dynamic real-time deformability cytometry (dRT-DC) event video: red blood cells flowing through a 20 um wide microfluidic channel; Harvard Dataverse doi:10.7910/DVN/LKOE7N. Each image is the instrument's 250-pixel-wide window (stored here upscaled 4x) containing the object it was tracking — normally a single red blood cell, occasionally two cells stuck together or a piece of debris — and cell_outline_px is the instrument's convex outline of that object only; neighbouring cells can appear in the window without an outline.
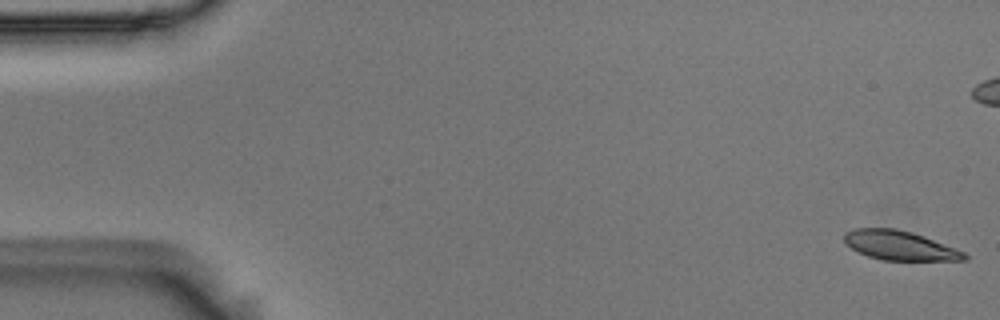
{"species": "Egyptian fruit bat (a non-hibernating species)", "species_latin": "Rousettus aegyptiacus", "temperature_condition": "room temperature", "stored_images_in_passage": 56, "camera_frame_rate_fps": 3000, "um_per_image_px": 0.085, "animal": {"sex": "male"}, "frame": {"image": 1, "passage_image": 1, "time_ms": 0.0, "image_size_px": [1000, 320], "cell_outline_px": [[968, 260], [880, 260], [868, 256], [844, 244], [844, 232], [852, 228], [896, 228], [912, 232], [924, 236], [964, 252], [968, 256]], "centroid_in_image_um": [76.43, 20.85], "position_along_channel_um": 8.6, "area_um2": 20.52}}
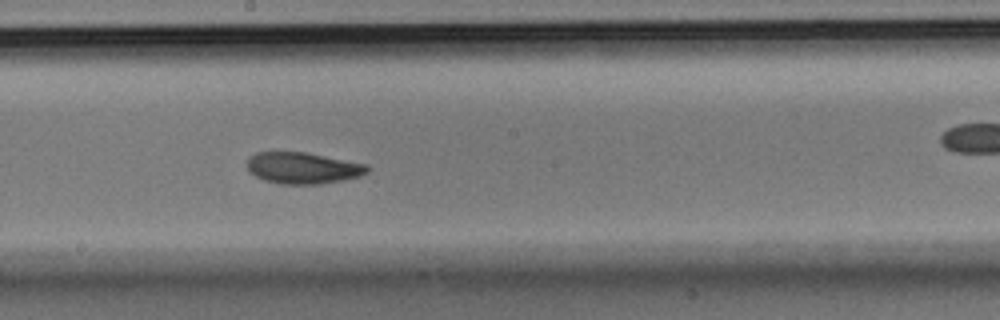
{"frame": {"image": 2, "passage_image": 30, "time_ms": 9.667, "image_size_px": [1000, 320], "cell_outline_px": [[368, 172], [360, 176], [344, 180], [320, 184], [280, 184], [264, 180], [248, 172], [248, 156], [256, 152], [304, 152], [368, 164]], "centroid_in_image_um": [25.73, 14.28], "position_along_channel_um": 222.5, "area_um2": 22.08}}
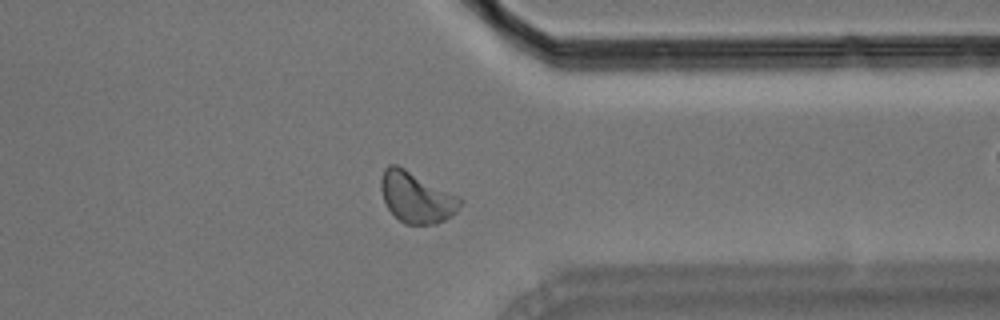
{"frame": {"image": 3, "passage_image": 43, "time_ms": 14.0, "image_size_px": [1000, 320], "cell_outline_px": [[464, 200], [456, 212], [444, 220], [436, 224], [404, 224], [388, 208], [384, 200], [380, 188], [380, 176], [384, 168], [388, 164], [396, 164], [460, 196]], "centroid_in_image_um": [35.4, 16.76], "position_along_channel_um": 376.0, "area_um2": 23.52}, "authors_computed_cell_mechanics": {"area_um2": 22.253, "velocity_mm_per_s": 3.6425, "shape_relaxation_time_tau1_ms": 2.5274, "shape_relaxation_time_tau2_ms": 3.1204, "deformation_change_tau1": 0.1325, "deformation_change_tau2": 0.0798}}